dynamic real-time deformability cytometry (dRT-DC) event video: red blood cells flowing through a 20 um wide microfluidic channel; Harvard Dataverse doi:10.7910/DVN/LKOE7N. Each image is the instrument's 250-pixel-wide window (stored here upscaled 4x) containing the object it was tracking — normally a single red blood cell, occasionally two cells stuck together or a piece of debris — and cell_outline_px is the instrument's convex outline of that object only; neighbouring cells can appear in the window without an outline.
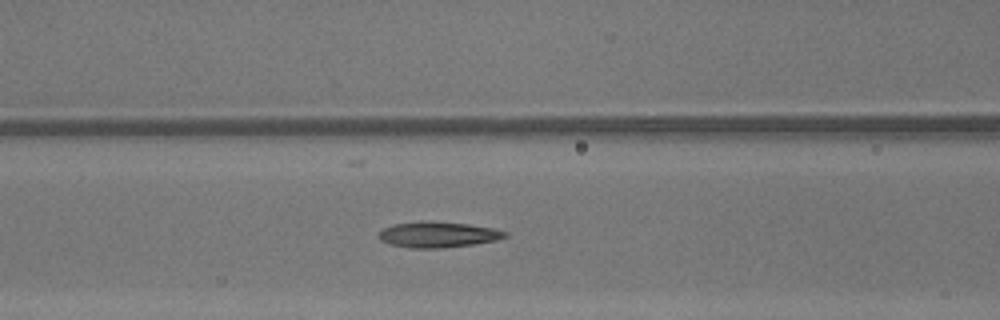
{"species": "common noctule bat (a hibernating species)", "species_latin": "Nyctalus noctula", "temperature_condition": "warm", "stored_images_in_passage": 22, "camera_frame_rate_fps": 3000, "um_per_image_px": 0.085, "animal": {"sex": "male", "body_mass_g": 13.3}, "frame": {"image": 1, "passage_image": 5, "time_ms": 1.333, "image_size_px": [1000, 320], "cell_outline_px": [[508, 236], [496, 240], [472, 244], [444, 248], [408, 248], [388, 244], [380, 240], [376, 236], [384, 228], [392, 224], [428, 220], [432, 220], [468, 224], [492, 228], [508, 232]], "centroid_in_image_um": [37.18, 19.93], "position_along_channel_um": 129.4, "area_um2": 19.19}}
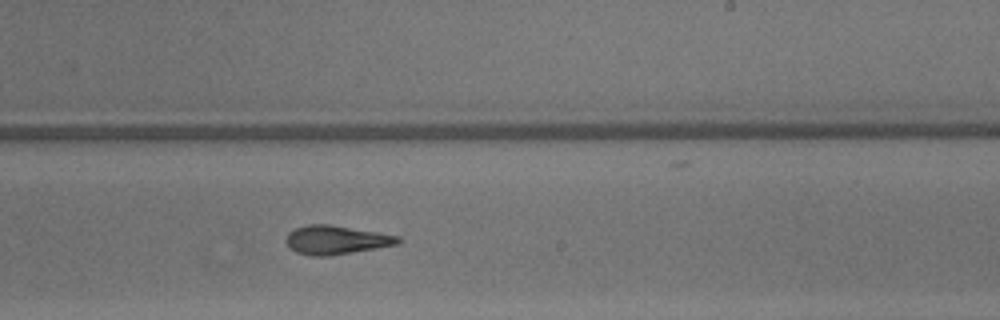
{"frame": {"image": 2, "passage_image": 14, "time_ms": 4.333, "image_size_px": [1000, 320], "cell_outline_px": [[400, 240], [396, 244], [376, 248], [328, 256], [308, 256], [296, 252], [284, 240], [288, 232], [296, 228], [308, 224], [328, 224], [400, 236]], "centroid_in_image_um": [28.52, 20.39], "position_along_channel_um": 260.5, "area_um2": 18.55}}
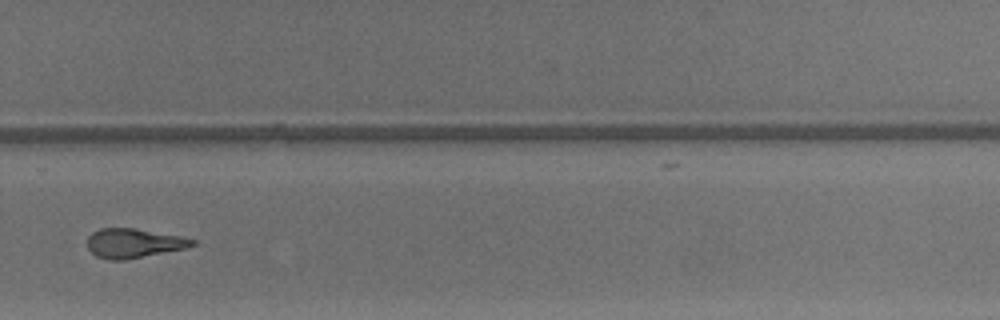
{"frame": {"image": 3, "passage_image": 18, "time_ms": 5.667, "image_size_px": [1000, 320], "cell_outline_px": [[196, 244], [184, 248], [124, 260], [108, 260], [96, 256], [88, 248], [88, 236], [92, 232], [100, 228], [132, 228], [180, 236], [196, 240]], "centroid_in_image_um": [11.33, 20.67], "position_along_channel_um": 318.5, "area_um2": 17.69}, "authors_computed_cell_mechanics": {"area_um2": 18.3515, "velocity_mm_per_s": 4.37, "shape_relaxation_time_tau1_ms": 9.2787, "shape_relaxation_time_tau2_ms": 4.459, "deformation_change_tau1": 0.2819, "deformation_change_tau2": 0.1639}}